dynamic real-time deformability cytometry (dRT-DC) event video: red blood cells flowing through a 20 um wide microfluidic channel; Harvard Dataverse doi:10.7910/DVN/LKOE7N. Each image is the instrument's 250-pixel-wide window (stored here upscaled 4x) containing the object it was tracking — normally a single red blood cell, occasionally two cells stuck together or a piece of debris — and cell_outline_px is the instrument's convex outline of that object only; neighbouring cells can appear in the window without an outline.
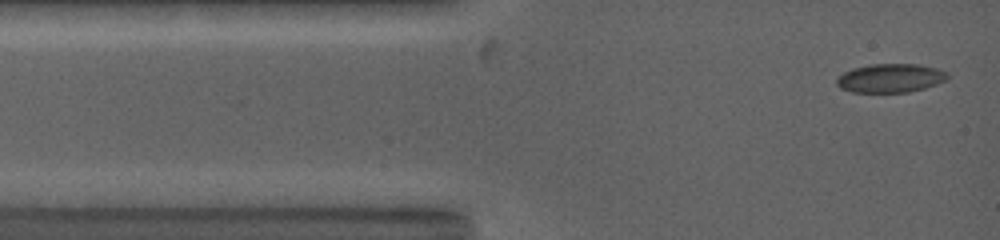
{"species": "common noctule bat (a hibernating species)", "species_latin": "Nyctalus noctula", "temperature_condition": "warm", "stored_images_in_passage": 41, "camera_frame_rate_fps": 5000, "um_per_image_px": 0.085, "animal": {"sex": "female", "body_mass_g": 19.0, "forearm_length_mm": 53.3}, "frame": {"image": 1, "passage_image": 1, "time_ms": 0.0, "image_size_px": [1000, 240], "cell_outline_px": [[948, 80], [924, 88], [908, 92], [852, 92], [840, 88], [836, 84], [836, 80], [844, 72], [852, 68], [868, 64], [920, 64], [936, 68], [948, 72]], "centroid_in_image_um": [75.69, 6.63], "position_along_channel_um": 9.3, "area_um2": 18.67}}
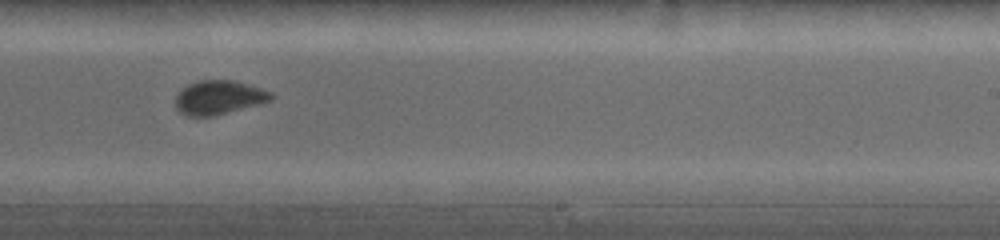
{"frame": {"image": 2, "passage_image": 19, "time_ms": 7.6, "image_size_px": [1000, 240], "cell_outline_px": [[276, 96], [272, 100], [260, 104], [216, 116], [184, 116], [176, 108], [176, 96], [188, 84], [200, 80], [232, 80], [248, 84], [272, 92]], "centroid_in_image_um": [18.64, 8.3], "position_along_channel_um": 270.4, "area_um2": 19.07}}
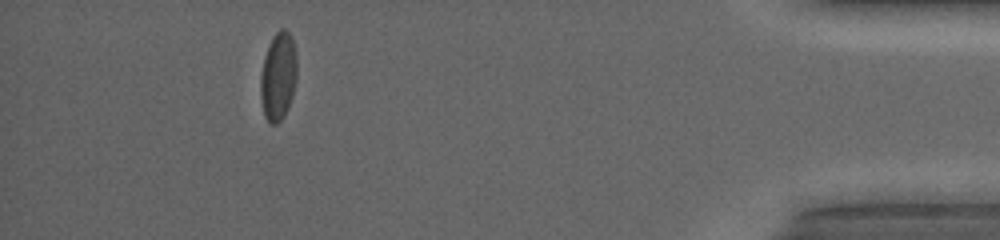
{"frame": {"image": 3, "passage_image": 32, "time_ms": 12.8, "image_size_px": [1000, 240], "cell_outline_px": [[296, 80], [292, 96], [288, 108], [284, 116], [276, 124], [268, 124], [264, 116], [260, 96], [260, 76], [264, 56], [268, 44], [272, 36], [280, 28], [284, 28], [292, 36], [296, 52]], "centroid_in_image_um": [23.63, 6.48], "position_along_channel_um": 411.6, "area_um2": 19.07}, "authors_computed_cell_mechanics": {"area_um2": 18.8428, "velocity_mm_per_s": 4.0213, "shape_relaxation_time_tau1_ms": 3.5509, "shape_relaxation_time_tau2_ms": 2.1317, "deformation_change_tau1": 0.1002, "deformation_change_tau2": 0.0636}}